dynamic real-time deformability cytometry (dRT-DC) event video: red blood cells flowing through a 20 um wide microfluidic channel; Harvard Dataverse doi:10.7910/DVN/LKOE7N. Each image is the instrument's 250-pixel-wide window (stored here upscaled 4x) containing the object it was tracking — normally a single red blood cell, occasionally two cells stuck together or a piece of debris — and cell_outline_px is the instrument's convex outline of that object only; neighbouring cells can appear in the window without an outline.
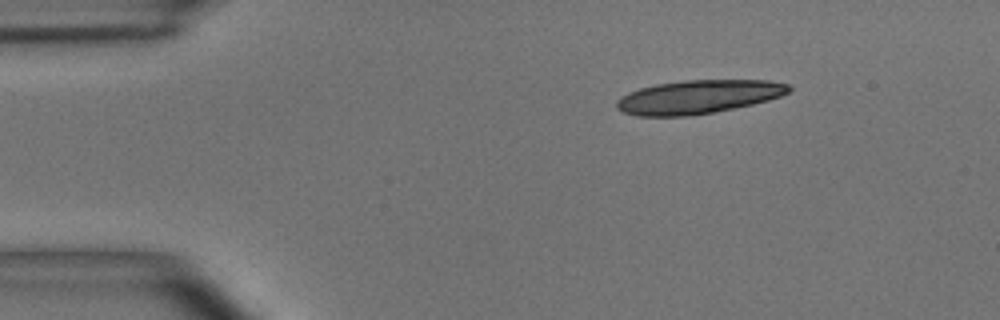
{"species": "common noctule bat (a hibernating species)", "species_latin": "Nyctalus noctula", "temperature_condition": "room temperature", "stored_images_in_passage": 23, "camera_frame_rate_fps": 3000, "um_per_image_px": 0.085, "animal": {"sex": "male", "body_mass_g": 15.6}, "frame": {"image": 1, "passage_image": 1, "time_ms": 0.0, "image_size_px": [1000, 320], "cell_outline_px": [[792, 88], [788, 92], [780, 96], [768, 100], [752, 104], [712, 112], [684, 116], [636, 116], [624, 112], [616, 108], [616, 100], [620, 96], [628, 92], [640, 88], [656, 84], [684, 80], [768, 80], [788, 84]], "centroid_in_image_um": [59.31, 8.22], "position_along_channel_um": 25.7, "area_um2": 33.58}}